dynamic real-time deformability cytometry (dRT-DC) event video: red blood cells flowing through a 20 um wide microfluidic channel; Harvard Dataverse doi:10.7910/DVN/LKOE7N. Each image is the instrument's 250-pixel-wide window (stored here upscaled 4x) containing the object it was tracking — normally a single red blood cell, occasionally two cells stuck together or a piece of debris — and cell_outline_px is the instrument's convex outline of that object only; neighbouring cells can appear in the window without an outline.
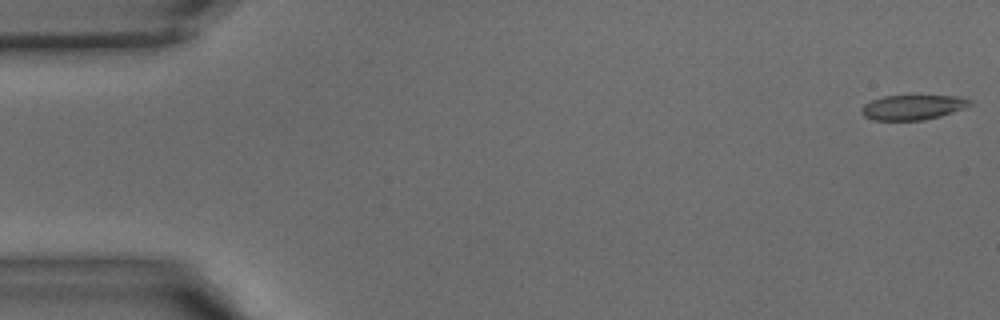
{"species": "common noctule bat (a hibernating species)", "species_latin": "Nyctalus noctula", "temperature_condition": "warm", "stored_images_in_passage": 41, "camera_frame_rate_fps": 3000, "um_per_image_px": 0.085, "animal": {"sex": "male", "body_mass_g": 15.6}, "frame": {"image": 1, "passage_image": 1, "time_ms": 0.0, "image_size_px": [1000, 320], "cell_outline_px": [[976, 104], [968, 108], [940, 116], [924, 120], [876, 120], [864, 116], [860, 112], [860, 108], [864, 104], [872, 100], [884, 96], [956, 96], [972, 100]], "centroid_in_image_um": [77.65, 9.12], "position_along_channel_um": 7.4, "area_um2": 15.9}}
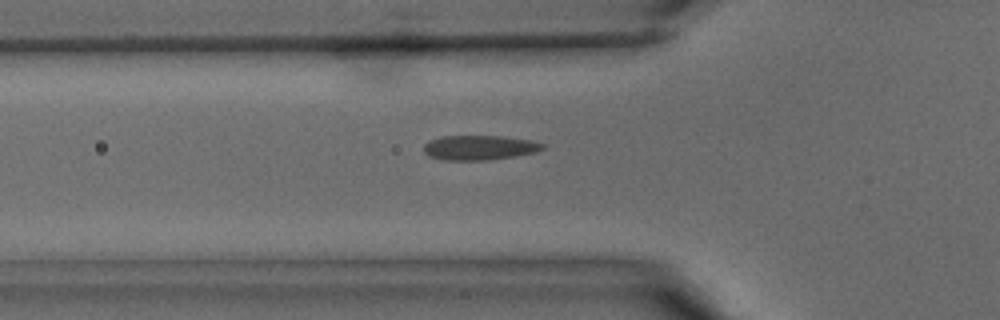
{"frame": {"image": 2, "passage_image": 14, "time_ms": 4.333, "image_size_px": [1000, 320], "cell_outline_px": [[544, 148], [536, 152], [516, 156], [488, 160], [444, 160], [428, 156], [424, 152], [424, 144], [428, 140], [440, 136], [504, 136], [532, 140], [544, 144]], "centroid_in_image_um": [40.74, 12.54], "position_along_channel_um": 85.1, "area_um2": 17.28}}
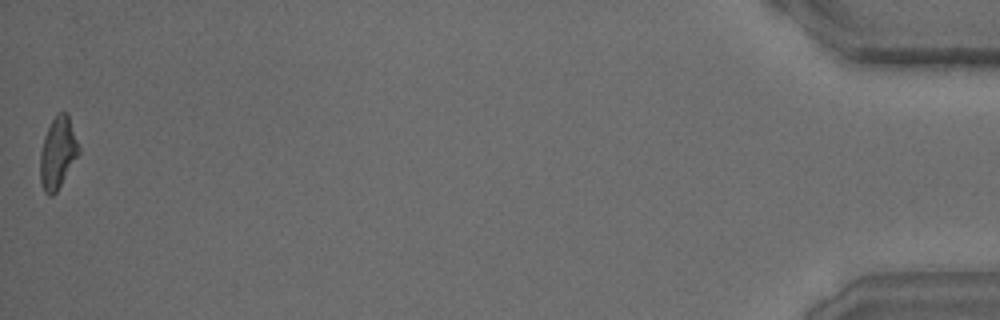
{"frame": {"image": 3, "passage_image": 41, "time_ms": 13.333, "image_size_px": [1000, 320], "cell_outline_px": [[80, 152], [56, 192], [52, 196], [48, 196], [44, 192], [40, 184], [40, 152], [44, 136], [52, 120], [60, 112], [68, 112], [80, 148]], "centroid_in_image_um": [4.91, 13.0], "position_along_channel_um": 430.3, "area_um2": 16.13}}